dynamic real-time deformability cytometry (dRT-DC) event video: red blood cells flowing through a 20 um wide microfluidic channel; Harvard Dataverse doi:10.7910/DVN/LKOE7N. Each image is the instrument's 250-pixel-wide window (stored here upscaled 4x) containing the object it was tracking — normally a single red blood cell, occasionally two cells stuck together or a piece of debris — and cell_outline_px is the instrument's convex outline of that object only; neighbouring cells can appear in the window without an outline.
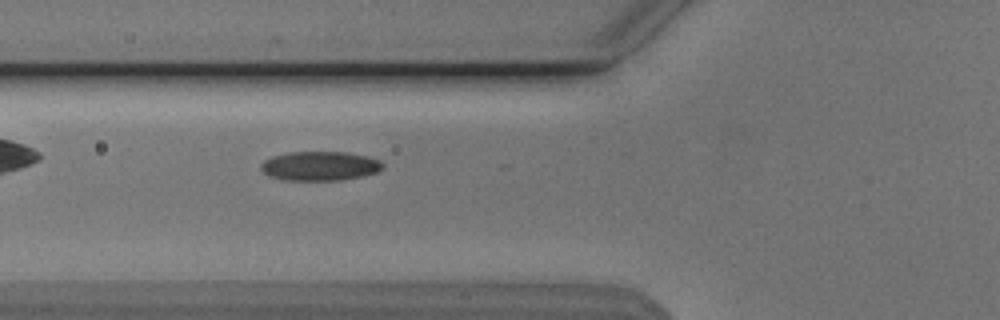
{"species": "Egyptian fruit bat (a non-hibernating species)", "species_latin": "Rousettus aegyptiacus", "temperature_condition": "cold", "stored_images_in_passage": 40, "camera_frame_rate_fps": 3000, "um_per_image_px": 0.085, "animal": {"sex": "male"}, "frame": {"image": 1, "passage_image": 7, "time_ms": 2.0, "image_size_px": [1000, 320], "cell_outline_px": [[384, 168], [376, 172], [364, 176], [340, 180], [280, 180], [268, 176], [260, 168], [260, 164], [264, 160], [272, 156], [288, 152], [344, 152], [368, 156], [380, 160], [384, 164]], "centroid_in_image_um": [27.18, 14.11], "position_along_channel_um": 98.6, "area_um2": 20.98}}
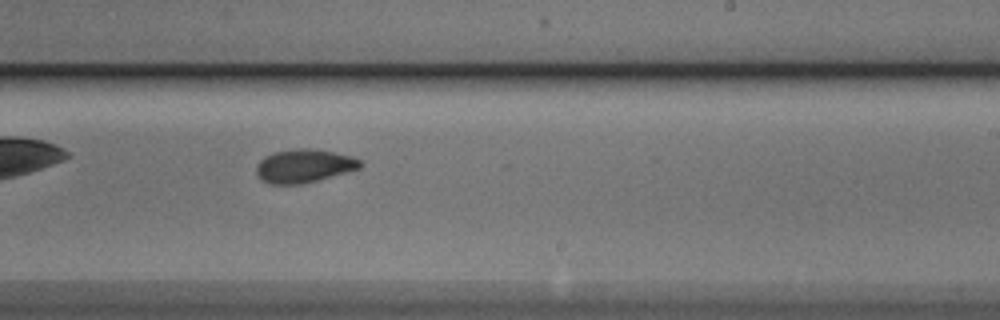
{"frame": {"image": 2, "passage_image": 20, "time_ms": 6.333, "image_size_px": [1000, 320], "cell_outline_px": [[364, 164], [360, 168], [316, 180], [300, 184], [268, 184], [260, 180], [256, 172], [256, 164], [264, 156], [276, 152], [300, 148], [308, 148], [332, 152], [352, 156], [360, 160]], "centroid_in_image_um": [25.8, 14.11], "position_along_channel_um": 263.2, "area_um2": 20.06}}
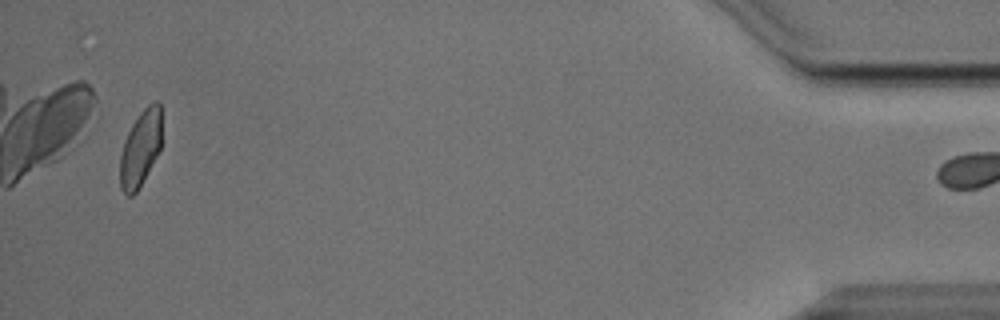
{"frame": {"image": 3, "passage_image": 39, "time_ms": 12.667, "image_size_px": [1000, 320], "cell_outline_px": [[160, 148], [156, 156], [136, 192], [132, 196], [128, 196], [120, 188], [120, 156], [124, 140], [132, 124], [140, 112], [148, 104], [156, 100], [160, 104]], "centroid_in_image_um": [11.91, 12.6], "position_along_channel_um": 423.3, "area_um2": 18.09}}